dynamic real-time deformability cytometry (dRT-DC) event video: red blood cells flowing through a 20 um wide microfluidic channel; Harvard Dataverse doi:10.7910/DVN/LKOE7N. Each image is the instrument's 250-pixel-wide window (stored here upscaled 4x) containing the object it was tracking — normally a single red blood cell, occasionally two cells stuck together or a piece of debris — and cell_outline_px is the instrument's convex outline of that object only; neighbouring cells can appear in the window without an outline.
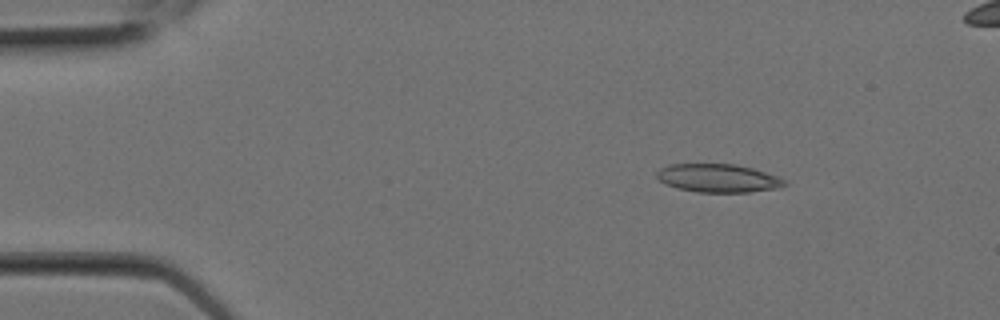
{"species": "Egyptian fruit bat (a non-hibernating species)", "species_latin": "Rousettus aegyptiacus", "temperature_condition": "room temperature", "stored_images_in_passage": 8, "camera_frame_rate_fps": 3000, "um_per_image_px": 0.085, "animal": {"sex": "female"}, "frame": {"image": 1, "passage_image": 2, "time_ms": 0.333, "image_size_px": [1000, 320], "cell_outline_px": [[788, 184], [776, 188], [748, 192], [696, 192], [676, 188], [660, 180], [656, 176], [656, 172], [660, 168], [668, 164], [736, 164], [752, 168], [776, 176], [784, 180]], "centroid_in_image_um": [61.0, 15.14], "position_along_channel_um": 24.0, "area_um2": 20.92}}
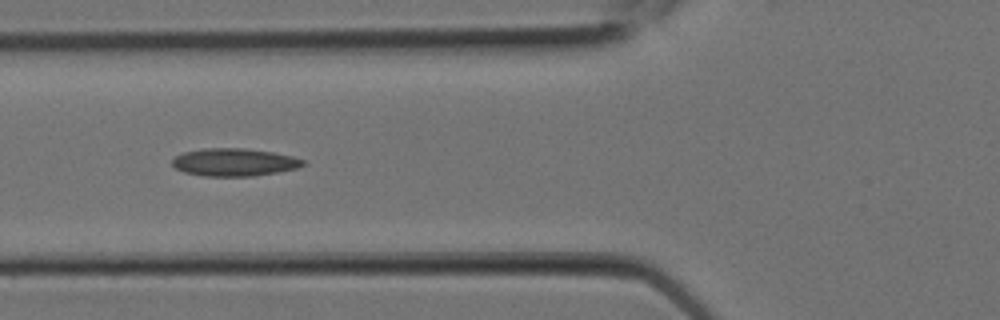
{"frame": {"image": 2, "passage_image": 7, "time_ms": 2.0, "image_size_px": [1000, 320], "cell_outline_px": [[304, 164], [296, 168], [276, 172], [252, 176], [204, 176], [184, 172], [176, 168], [172, 164], [172, 160], [176, 156], [184, 152], [204, 148], [244, 148], [272, 152], [292, 156], [304, 160]], "centroid_in_image_um": [19.88, 13.78], "position_along_channel_um": 105.9, "area_um2": 20.92}}
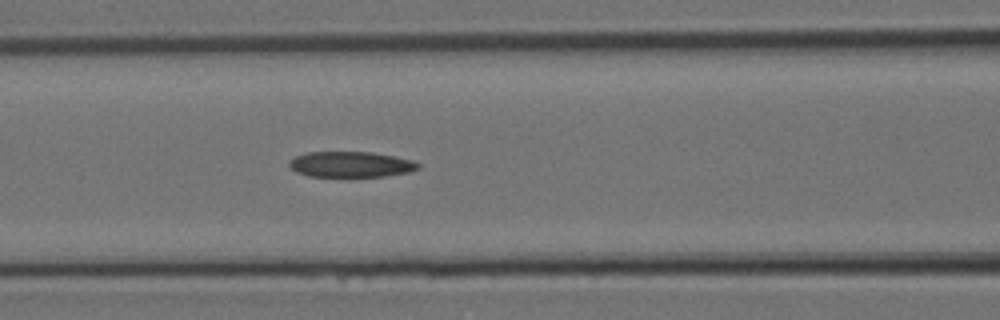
{"frame": {"image": 3, "passage_image": 8, "time_ms": 2.333, "image_size_px": [1000, 320], "cell_outline_px": [[420, 168], [408, 172], [384, 176], [308, 176], [296, 172], [288, 164], [296, 156], [308, 152], [372, 152], [412, 160], [420, 164]], "centroid_in_image_um": [29.83, 13.97], "position_along_channel_um": 136.8, "area_um2": 19.02}}